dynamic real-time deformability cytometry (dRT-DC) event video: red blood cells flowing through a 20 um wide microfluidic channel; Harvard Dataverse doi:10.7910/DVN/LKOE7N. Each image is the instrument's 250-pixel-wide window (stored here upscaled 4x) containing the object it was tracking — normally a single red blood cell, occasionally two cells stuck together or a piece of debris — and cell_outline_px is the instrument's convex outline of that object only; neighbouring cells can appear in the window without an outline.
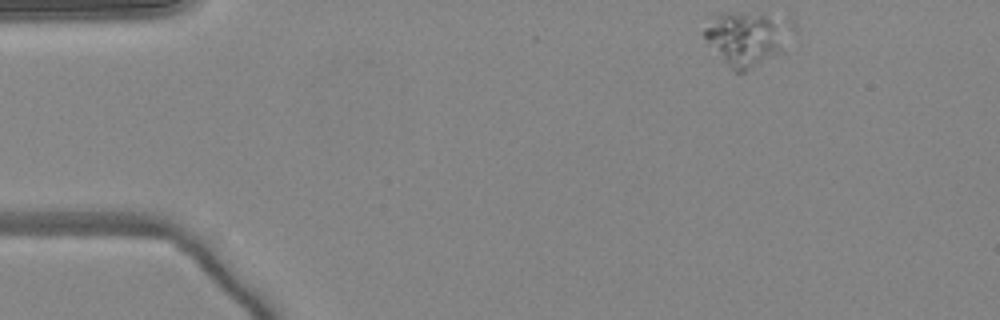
{"species": "common noctule bat (a hibernating species)", "species_latin": "Nyctalus noctula", "temperature_condition": "warm", "stored_images_in_passage": 45, "camera_frame_rate_fps": 3000, "um_per_image_px": 0.085, "animal": {"sex": "female", "body_mass_g": 24.6, "forearm_length_mm": 56.2}, "frame": {"image": 1, "passage_image": 1, "time_ms": 0.0, "image_size_px": [1000, 320], "cell_outline_px": [[796, 32], [780, 52], [744, 72], [736, 72], [708, 44], [704, 36], [704, 28], [720, 12], [764, 12], [788, 16], [796, 20]], "centroid_in_image_um": [63.64, 3.15], "position_along_channel_um": 21.4, "area_um2": 28.44}}
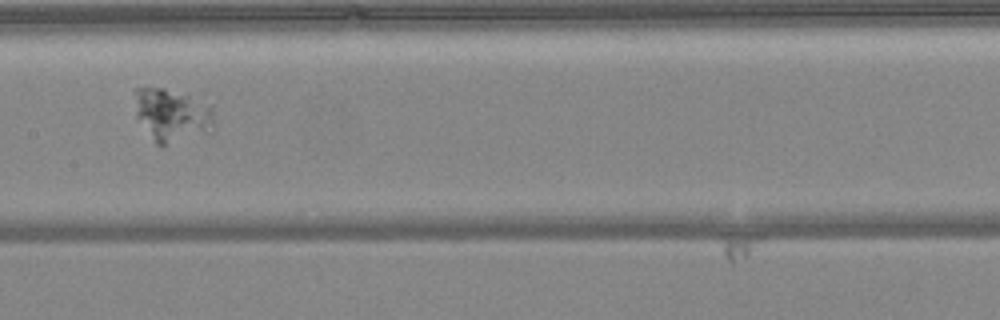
{"frame": {"image": 2, "passage_image": 20, "time_ms": 6.333, "image_size_px": [1000, 320], "cell_outline_px": [[216, 124], [204, 132], [160, 148], [156, 144], [136, 120], [132, 88], [164, 88], [212, 104]], "centroid_in_image_um": [14.55, 9.78], "position_along_channel_um": 192.9, "area_um2": 24.97}}
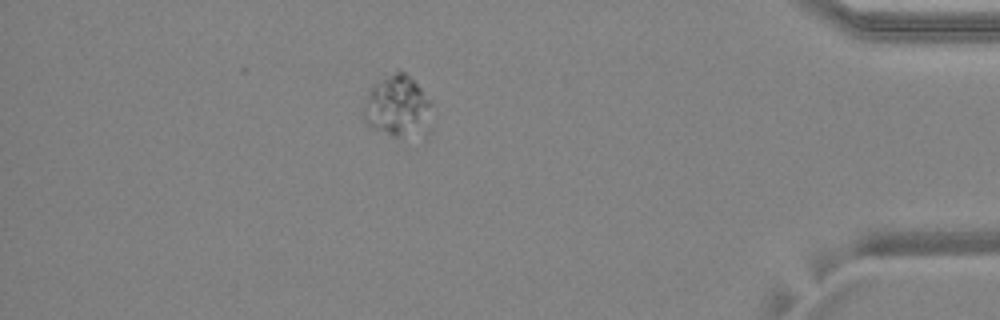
{"frame": {"image": 3, "passage_image": 39, "time_ms": 12.667, "image_size_px": [1000, 320], "cell_outline_px": [[432, 132], [424, 140], [392, 136], [372, 128], [364, 120], [360, 112], [368, 88], [372, 84], [396, 72], [404, 72], [432, 100]], "centroid_in_image_um": [33.86, 9.16], "position_along_channel_um": 401.3, "area_um2": 26.01}}